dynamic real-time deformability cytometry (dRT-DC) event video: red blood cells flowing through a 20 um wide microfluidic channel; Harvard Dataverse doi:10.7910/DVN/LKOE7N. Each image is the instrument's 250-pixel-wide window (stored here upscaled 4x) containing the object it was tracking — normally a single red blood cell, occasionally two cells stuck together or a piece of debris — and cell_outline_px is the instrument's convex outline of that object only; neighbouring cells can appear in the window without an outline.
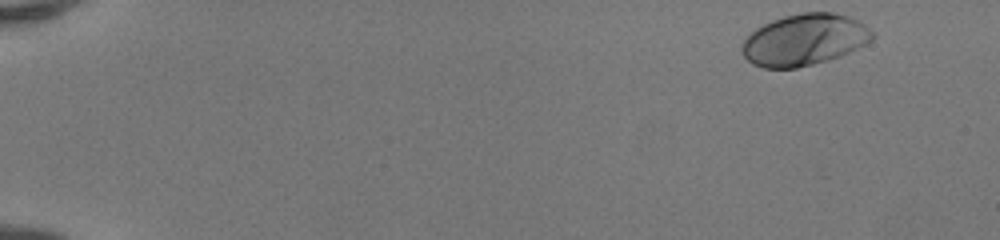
{"species": "human", "species_latin": "Homo sapiens", "temperature_condition": "room temperature", "stored_images_in_passage": 48, "camera_frame_rate_fps": 3000, "um_per_image_px": 0.085, "donor": {"sex": "female"}, "frame": {"image": 1, "passage_image": 1, "time_ms": 0.0, "image_size_px": [1000, 240], "cell_outline_px": [[876, 36], [872, 40], [840, 56], [828, 60], [796, 68], [764, 68], [752, 64], [744, 56], [740, 48], [744, 40], [756, 28], [772, 20], [784, 16], [804, 12], [832, 12], [848, 16], [864, 24]], "centroid_in_image_um": [68.36, 3.38], "position_along_channel_um": 16.6, "area_um2": 38.9}}
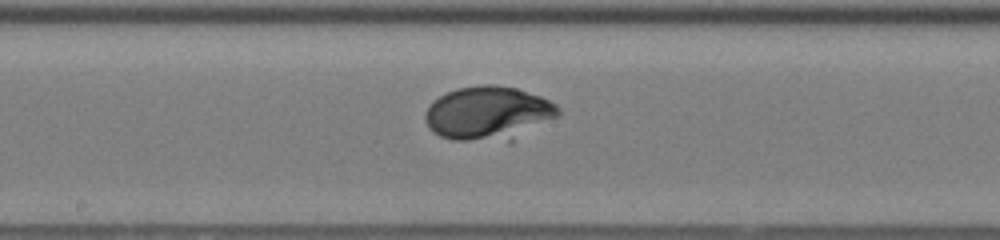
{"frame": {"image": 2, "passage_image": 26, "time_ms": 8.333, "image_size_px": [1000, 240], "cell_outline_px": [[560, 112], [556, 116], [504, 132], [468, 140], [452, 140], [440, 136], [432, 132], [428, 128], [424, 116], [424, 112], [432, 100], [456, 88], [484, 84], [492, 84], [516, 88], [540, 96], [556, 104], [560, 108]], "centroid_in_image_um": [41.27, 9.47], "position_along_channel_um": 206.9, "area_um2": 38.26}}
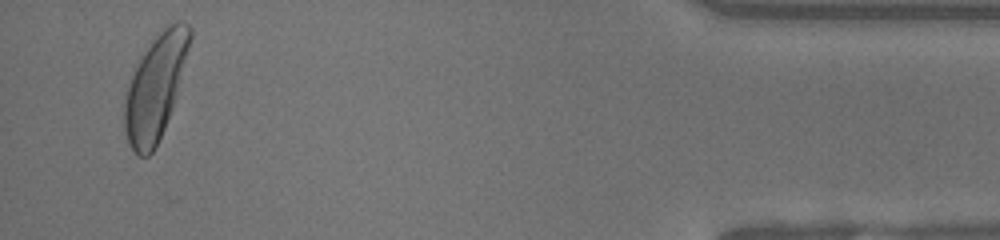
{"frame": {"image": 3, "passage_image": 46, "time_ms": 15.0, "image_size_px": [1000, 240], "cell_outline_px": [[192, 36], [172, 104], [164, 128], [156, 148], [148, 156], [136, 156], [128, 144], [124, 128], [124, 100], [128, 84], [140, 56], [164, 24], [176, 20], [180, 20], [188, 24], [192, 28]], "centroid_in_image_um": [13.18, 7.37], "position_along_channel_um": 422.0, "area_um2": 39.54}}